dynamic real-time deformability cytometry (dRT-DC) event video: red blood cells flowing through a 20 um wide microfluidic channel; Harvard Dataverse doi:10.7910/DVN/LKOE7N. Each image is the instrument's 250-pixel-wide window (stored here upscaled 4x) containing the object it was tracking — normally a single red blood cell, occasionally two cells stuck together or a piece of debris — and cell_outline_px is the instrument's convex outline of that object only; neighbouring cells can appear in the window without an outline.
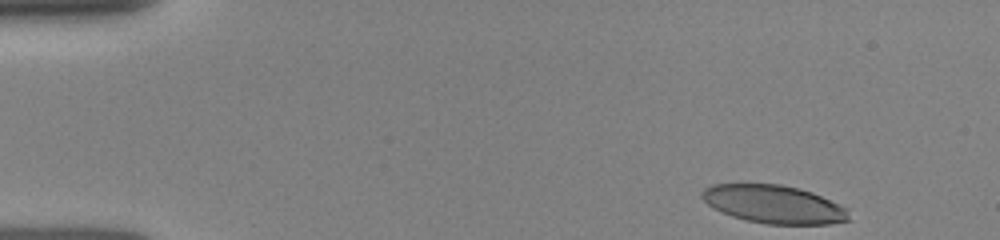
{"species": "human", "species_latin": "Homo sapiens", "temperature_condition": "room temperature", "stored_images_in_passage": 10, "camera_frame_rate_fps": 3000, "um_per_image_px": 0.085, "donor": {"sex": "female"}, "frame": {"image": 1, "passage_image": 1, "time_ms": 0.0, "image_size_px": [1000, 240], "cell_outline_px": [[852, 220], [828, 224], [768, 224], [748, 220], [732, 216], [708, 204], [700, 196], [700, 192], [704, 188], [712, 184], [780, 184], [800, 188], [812, 192], [848, 208]], "centroid_in_image_um": [65.82, 17.35], "position_along_channel_um": 19.2, "area_um2": 32.66}}
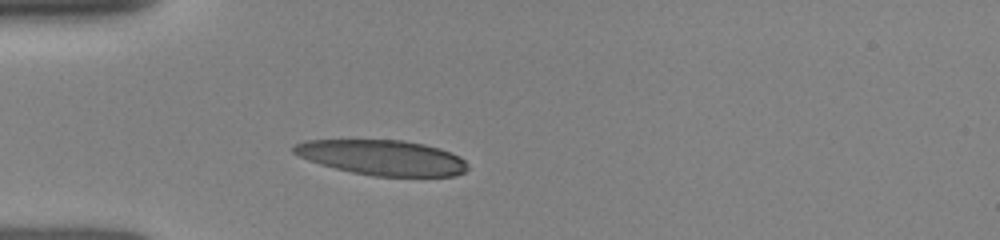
{"frame": {"image": 2, "passage_image": 6, "time_ms": 3.0, "image_size_px": [1000, 240], "cell_outline_px": [[468, 168], [464, 172], [456, 176], [376, 176], [352, 172], [320, 164], [308, 160], [292, 152], [292, 148], [296, 144], [304, 140], [404, 140], [424, 144], [440, 148], [460, 156], [468, 164]], "centroid_in_image_um": [32.52, 13.39], "position_along_channel_um": 52.5, "area_um2": 35.6}}
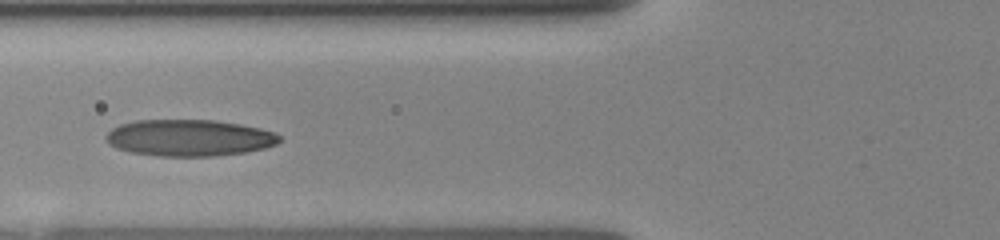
{"frame": {"image": 3, "passage_image": 9, "time_ms": 4.667, "image_size_px": [1000, 240], "cell_outline_px": [[280, 140], [276, 144], [264, 148], [248, 152], [212, 156], [160, 156], [132, 152], [116, 148], [108, 144], [104, 136], [112, 128], [120, 124], [136, 120], [216, 120], [240, 124], [260, 128], [276, 132], [280, 136]], "centroid_in_image_um": [16.08, 11.71], "position_along_channel_um": 109.7, "area_um2": 37.11}}